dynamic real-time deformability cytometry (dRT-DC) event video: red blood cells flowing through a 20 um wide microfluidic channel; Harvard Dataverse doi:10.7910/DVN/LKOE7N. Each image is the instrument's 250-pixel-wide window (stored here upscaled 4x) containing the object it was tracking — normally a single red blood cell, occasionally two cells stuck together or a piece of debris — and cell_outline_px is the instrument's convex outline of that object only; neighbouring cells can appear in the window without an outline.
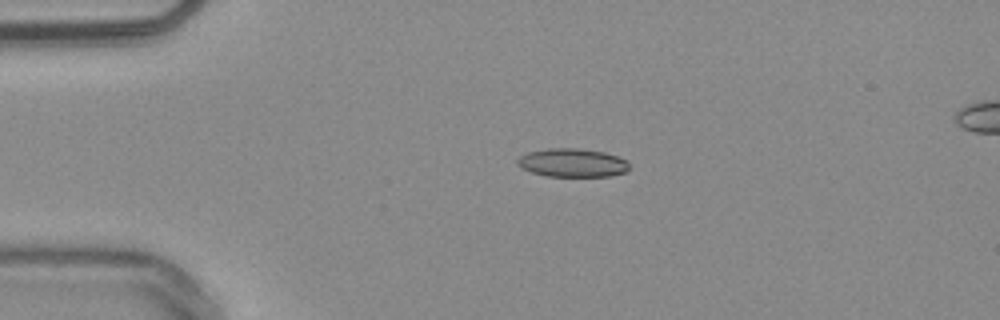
{"species": "common noctule bat (a hibernating species)", "species_latin": "Nyctalus noctula", "temperature_condition": "warm", "stored_images_in_passage": 42, "camera_frame_rate_fps": 3000, "um_per_image_px": 0.085, "animal": {"sex": "male", "body_mass_g": 20.4}, "frame": {"image": 1, "passage_image": 1, "time_ms": 0.0, "image_size_px": [1000, 320], "cell_outline_px": [[628, 172], [608, 176], [548, 176], [532, 172], [520, 168], [516, 164], [516, 160], [520, 156], [528, 152], [548, 148], [576, 148], [604, 152], [628, 160]], "centroid_in_image_um": [48.64, 13.83], "position_along_channel_um": 36.4, "area_um2": 18.61}}
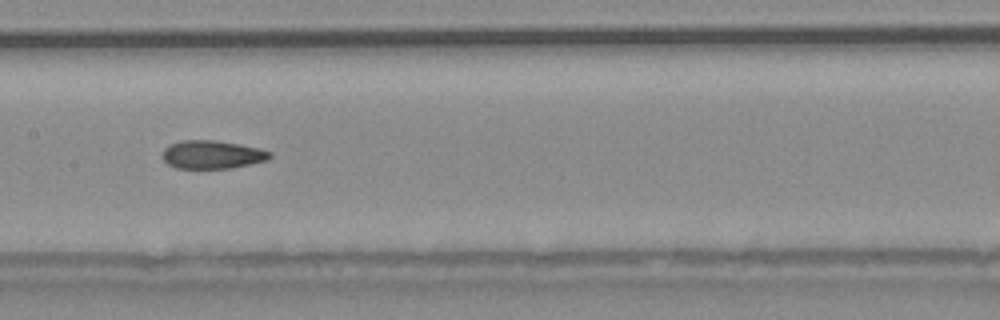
{"frame": {"image": 2, "passage_image": 16, "time_ms": 5.0, "image_size_px": [1000, 320], "cell_outline_px": [[272, 156], [268, 160], [232, 168], [176, 168], [168, 164], [164, 160], [164, 148], [168, 144], [180, 140], [212, 140], [240, 144], [260, 148], [272, 152]], "centroid_in_image_um": [18.06, 13.13], "position_along_channel_um": 189.3, "area_um2": 17.74}}
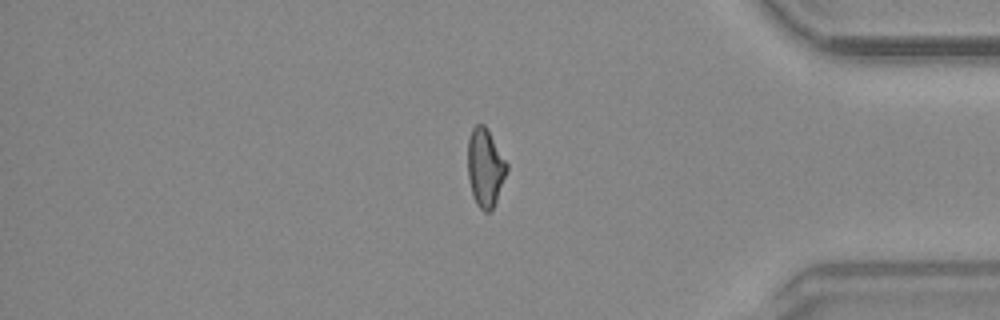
{"frame": {"image": 3, "passage_image": 34, "time_ms": 11.0, "image_size_px": [1000, 320], "cell_outline_px": [[508, 168], [496, 200], [492, 208], [488, 212], [484, 212], [476, 204], [472, 192], [468, 176], [468, 140], [472, 128], [476, 124], [484, 124], [508, 164]], "centroid_in_image_um": [41.23, 14.24], "position_along_channel_um": 394.0, "area_um2": 17.46}, "authors_computed_cell_mechanics": {"area_um2": 18.0914, "velocity_mm_per_s": 3.8302, "shape_relaxation_time_tau1_ms": null, "shape_relaxation_time_tau2_ms": 3.1104, "deformation_change_tau1": null, "deformation_change_tau2": 0.1088}}